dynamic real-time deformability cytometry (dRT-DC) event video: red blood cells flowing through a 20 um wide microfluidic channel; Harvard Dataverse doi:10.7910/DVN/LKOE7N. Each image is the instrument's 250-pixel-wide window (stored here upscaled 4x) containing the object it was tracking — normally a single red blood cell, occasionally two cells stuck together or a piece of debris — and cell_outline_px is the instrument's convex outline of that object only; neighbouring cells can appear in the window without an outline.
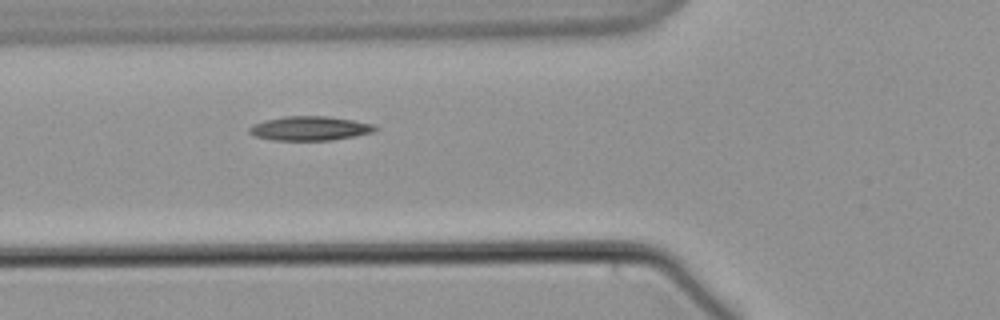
{"species": "common noctule bat (a hibernating species)", "species_latin": "Nyctalus noctula", "temperature_condition": "warm", "stored_images_in_passage": 27, "camera_frame_rate_fps": 3000, "um_per_image_px": 0.085, "animal": {"sex": "male", "body_mass_g": 21.5, "forearm_length_mm": 52.0}, "frame": {"image": 1, "passage_image": 12, "time_ms": 3.667, "image_size_px": [1000, 320], "cell_outline_px": [[380, 128], [372, 132], [356, 136], [332, 140], [272, 140], [252, 136], [248, 132], [248, 128], [252, 124], [264, 120], [284, 116], [328, 116], [352, 120], [372, 124]], "centroid_in_image_um": [26.29, 10.91], "position_along_channel_um": 99.5, "area_um2": 17.92}}
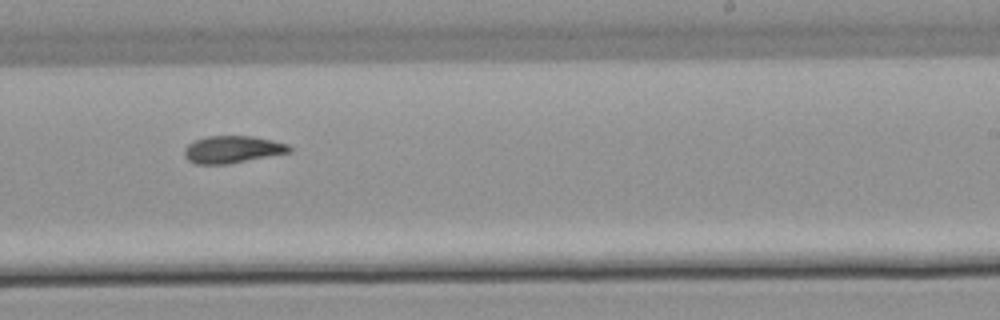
{"frame": {"image": 2, "passage_image": 27, "time_ms": 8.667, "image_size_px": [1000, 320], "cell_outline_px": [[928, 216], [908, 220], [756, 216], [756, 212], [768, 204], [916, 204], [928, 212]], "centroid_in_image_um": [71.85, 17.95], "position_along_channel_um": 217.2, "area_um2": 16.7}}